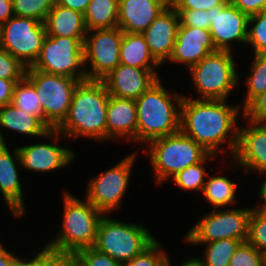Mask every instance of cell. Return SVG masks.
Here are the masks:
<instances>
[{
    "instance_id": "1",
    "label": "cell",
    "mask_w": 266,
    "mask_h": 266,
    "mask_svg": "<svg viewBox=\"0 0 266 266\" xmlns=\"http://www.w3.org/2000/svg\"><path fill=\"white\" fill-rule=\"evenodd\" d=\"M241 116H244L241 106L229 105L228 100L183 96L180 131L210 154L225 153L228 149L233 158L238 145L237 122Z\"/></svg>"
},
{
    "instance_id": "2",
    "label": "cell",
    "mask_w": 266,
    "mask_h": 266,
    "mask_svg": "<svg viewBox=\"0 0 266 266\" xmlns=\"http://www.w3.org/2000/svg\"><path fill=\"white\" fill-rule=\"evenodd\" d=\"M110 94L102 80L80 81L64 121L56 128L65 138L107 141L106 114Z\"/></svg>"
},
{
    "instance_id": "3",
    "label": "cell",
    "mask_w": 266,
    "mask_h": 266,
    "mask_svg": "<svg viewBox=\"0 0 266 266\" xmlns=\"http://www.w3.org/2000/svg\"><path fill=\"white\" fill-rule=\"evenodd\" d=\"M135 101L136 143L147 145L154 139L180 131L183 95L174 90L167 91L162 80L159 79Z\"/></svg>"
},
{
    "instance_id": "4",
    "label": "cell",
    "mask_w": 266,
    "mask_h": 266,
    "mask_svg": "<svg viewBox=\"0 0 266 266\" xmlns=\"http://www.w3.org/2000/svg\"><path fill=\"white\" fill-rule=\"evenodd\" d=\"M63 218L56 237L48 240L46 246L67 254H77L80 250L93 247L99 222L104 215L86 198L64 191Z\"/></svg>"
},
{
    "instance_id": "5",
    "label": "cell",
    "mask_w": 266,
    "mask_h": 266,
    "mask_svg": "<svg viewBox=\"0 0 266 266\" xmlns=\"http://www.w3.org/2000/svg\"><path fill=\"white\" fill-rule=\"evenodd\" d=\"M155 238L140 223L122 222L104 214L99 222L93 247L125 264L147 249Z\"/></svg>"
},
{
    "instance_id": "6",
    "label": "cell",
    "mask_w": 266,
    "mask_h": 266,
    "mask_svg": "<svg viewBox=\"0 0 266 266\" xmlns=\"http://www.w3.org/2000/svg\"><path fill=\"white\" fill-rule=\"evenodd\" d=\"M147 146L156 184H163L183 169L201 162L209 154L181 131L154 139Z\"/></svg>"
},
{
    "instance_id": "7",
    "label": "cell",
    "mask_w": 266,
    "mask_h": 266,
    "mask_svg": "<svg viewBox=\"0 0 266 266\" xmlns=\"http://www.w3.org/2000/svg\"><path fill=\"white\" fill-rule=\"evenodd\" d=\"M233 53L217 50L188 70L196 95L198 93L195 99L228 100L240 83Z\"/></svg>"
},
{
    "instance_id": "8",
    "label": "cell",
    "mask_w": 266,
    "mask_h": 266,
    "mask_svg": "<svg viewBox=\"0 0 266 266\" xmlns=\"http://www.w3.org/2000/svg\"><path fill=\"white\" fill-rule=\"evenodd\" d=\"M25 77L34 85L43 111V124L56 129L66 118L75 87L80 80L62 75L48 74L27 67Z\"/></svg>"
},
{
    "instance_id": "9",
    "label": "cell",
    "mask_w": 266,
    "mask_h": 266,
    "mask_svg": "<svg viewBox=\"0 0 266 266\" xmlns=\"http://www.w3.org/2000/svg\"><path fill=\"white\" fill-rule=\"evenodd\" d=\"M252 210V207L213 209L202 215L199 221L186 231L184 240L190 246L221 239L247 241Z\"/></svg>"
},
{
    "instance_id": "10",
    "label": "cell",
    "mask_w": 266,
    "mask_h": 266,
    "mask_svg": "<svg viewBox=\"0 0 266 266\" xmlns=\"http://www.w3.org/2000/svg\"><path fill=\"white\" fill-rule=\"evenodd\" d=\"M31 67L48 74L87 80L84 47L78 38L46 35L40 54Z\"/></svg>"
},
{
    "instance_id": "11",
    "label": "cell",
    "mask_w": 266,
    "mask_h": 266,
    "mask_svg": "<svg viewBox=\"0 0 266 266\" xmlns=\"http://www.w3.org/2000/svg\"><path fill=\"white\" fill-rule=\"evenodd\" d=\"M136 158V152H131L116 165L91 177L87 181V191L84 197L103 214H111L118 210L126 196Z\"/></svg>"
},
{
    "instance_id": "12",
    "label": "cell",
    "mask_w": 266,
    "mask_h": 266,
    "mask_svg": "<svg viewBox=\"0 0 266 266\" xmlns=\"http://www.w3.org/2000/svg\"><path fill=\"white\" fill-rule=\"evenodd\" d=\"M46 35L44 23L13 16L0 26V46L30 67L37 60Z\"/></svg>"
},
{
    "instance_id": "13",
    "label": "cell",
    "mask_w": 266,
    "mask_h": 266,
    "mask_svg": "<svg viewBox=\"0 0 266 266\" xmlns=\"http://www.w3.org/2000/svg\"><path fill=\"white\" fill-rule=\"evenodd\" d=\"M122 39L123 31L119 27L86 33L83 47L87 80H102L120 64Z\"/></svg>"
},
{
    "instance_id": "14",
    "label": "cell",
    "mask_w": 266,
    "mask_h": 266,
    "mask_svg": "<svg viewBox=\"0 0 266 266\" xmlns=\"http://www.w3.org/2000/svg\"><path fill=\"white\" fill-rule=\"evenodd\" d=\"M66 139L56 129H50L42 138L49 139L47 143H34L27 146H18L22 168L32 172H50L69 166L75 153L70 147L59 145V140Z\"/></svg>"
},
{
    "instance_id": "15",
    "label": "cell",
    "mask_w": 266,
    "mask_h": 266,
    "mask_svg": "<svg viewBox=\"0 0 266 266\" xmlns=\"http://www.w3.org/2000/svg\"><path fill=\"white\" fill-rule=\"evenodd\" d=\"M209 31L216 50L233 51L232 43L246 45L248 16L230 2L207 10Z\"/></svg>"
},
{
    "instance_id": "16",
    "label": "cell",
    "mask_w": 266,
    "mask_h": 266,
    "mask_svg": "<svg viewBox=\"0 0 266 266\" xmlns=\"http://www.w3.org/2000/svg\"><path fill=\"white\" fill-rule=\"evenodd\" d=\"M247 121V126H239L238 145L231 158L233 168L242 167L245 174L251 171L263 174L266 173V124Z\"/></svg>"
},
{
    "instance_id": "17",
    "label": "cell",
    "mask_w": 266,
    "mask_h": 266,
    "mask_svg": "<svg viewBox=\"0 0 266 266\" xmlns=\"http://www.w3.org/2000/svg\"><path fill=\"white\" fill-rule=\"evenodd\" d=\"M159 79L158 69L119 64L102 81L110 96L136 100Z\"/></svg>"
},
{
    "instance_id": "18",
    "label": "cell",
    "mask_w": 266,
    "mask_h": 266,
    "mask_svg": "<svg viewBox=\"0 0 266 266\" xmlns=\"http://www.w3.org/2000/svg\"><path fill=\"white\" fill-rule=\"evenodd\" d=\"M209 29L187 27L179 24L170 63L185 65L187 71L208 54L216 52Z\"/></svg>"
},
{
    "instance_id": "19",
    "label": "cell",
    "mask_w": 266,
    "mask_h": 266,
    "mask_svg": "<svg viewBox=\"0 0 266 266\" xmlns=\"http://www.w3.org/2000/svg\"><path fill=\"white\" fill-rule=\"evenodd\" d=\"M12 152V153H11ZM10 152L7 144L0 148V192L13 217L20 218L26 214L23 188L18 168H22L18 148Z\"/></svg>"
},
{
    "instance_id": "20",
    "label": "cell",
    "mask_w": 266,
    "mask_h": 266,
    "mask_svg": "<svg viewBox=\"0 0 266 266\" xmlns=\"http://www.w3.org/2000/svg\"><path fill=\"white\" fill-rule=\"evenodd\" d=\"M178 12L169 4L142 33L154 58L161 64L169 60L177 37Z\"/></svg>"
},
{
    "instance_id": "21",
    "label": "cell",
    "mask_w": 266,
    "mask_h": 266,
    "mask_svg": "<svg viewBox=\"0 0 266 266\" xmlns=\"http://www.w3.org/2000/svg\"><path fill=\"white\" fill-rule=\"evenodd\" d=\"M169 4L168 0H119L117 27L126 33H143Z\"/></svg>"
},
{
    "instance_id": "22",
    "label": "cell",
    "mask_w": 266,
    "mask_h": 266,
    "mask_svg": "<svg viewBox=\"0 0 266 266\" xmlns=\"http://www.w3.org/2000/svg\"><path fill=\"white\" fill-rule=\"evenodd\" d=\"M107 141L136 142L137 113L134 99L110 96L106 114ZM112 140V141H111Z\"/></svg>"
},
{
    "instance_id": "23",
    "label": "cell",
    "mask_w": 266,
    "mask_h": 266,
    "mask_svg": "<svg viewBox=\"0 0 266 266\" xmlns=\"http://www.w3.org/2000/svg\"><path fill=\"white\" fill-rule=\"evenodd\" d=\"M48 36L78 38L82 43L88 32L84 14L55 4L44 21Z\"/></svg>"
},
{
    "instance_id": "24",
    "label": "cell",
    "mask_w": 266,
    "mask_h": 266,
    "mask_svg": "<svg viewBox=\"0 0 266 266\" xmlns=\"http://www.w3.org/2000/svg\"><path fill=\"white\" fill-rule=\"evenodd\" d=\"M1 128L35 138H41L49 131L36 116L27 114L12 103L0 107V139L6 144Z\"/></svg>"
},
{
    "instance_id": "25",
    "label": "cell",
    "mask_w": 266,
    "mask_h": 266,
    "mask_svg": "<svg viewBox=\"0 0 266 266\" xmlns=\"http://www.w3.org/2000/svg\"><path fill=\"white\" fill-rule=\"evenodd\" d=\"M120 64L142 69H157L162 66L152 55L142 33L123 32L120 45Z\"/></svg>"
},
{
    "instance_id": "26",
    "label": "cell",
    "mask_w": 266,
    "mask_h": 266,
    "mask_svg": "<svg viewBox=\"0 0 266 266\" xmlns=\"http://www.w3.org/2000/svg\"><path fill=\"white\" fill-rule=\"evenodd\" d=\"M207 178L201 193L213 209L236 205V183L219 173L214 176L208 175Z\"/></svg>"
},
{
    "instance_id": "27",
    "label": "cell",
    "mask_w": 266,
    "mask_h": 266,
    "mask_svg": "<svg viewBox=\"0 0 266 266\" xmlns=\"http://www.w3.org/2000/svg\"><path fill=\"white\" fill-rule=\"evenodd\" d=\"M118 4L119 0H91L84 12L87 30L117 27Z\"/></svg>"
},
{
    "instance_id": "28",
    "label": "cell",
    "mask_w": 266,
    "mask_h": 266,
    "mask_svg": "<svg viewBox=\"0 0 266 266\" xmlns=\"http://www.w3.org/2000/svg\"><path fill=\"white\" fill-rule=\"evenodd\" d=\"M240 243V240L221 239L201 244L206 246L205 251L202 258L196 257V259L202 266H229L230 260Z\"/></svg>"
},
{
    "instance_id": "29",
    "label": "cell",
    "mask_w": 266,
    "mask_h": 266,
    "mask_svg": "<svg viewBox=\"0 0 266 266\" xmlns=\"http://www.w3.org/2000/svg\"><path fill=\"white\" fill-rule=\"evenodd\" d=\"M253 55L254 60L244 82L247 91L243 105H240L243 110L266 90V53Z\"/></svg>"
},
{
    "instance_id": "30",
    "label": "cell",
    "mask_w": 266,
    "mask_h": 266,
    "mask_svg": "<svg viewBox=\"0 0 266 266\" xmlns=\"http://www.w3.org/2000/svg\"><path fill=\"white\" fill-rule=\"evenodd\" d=\"M217 155L208 154L201 162L190 165L174 175L171 179L182 191L202 192L209 173L205 165Z\"/></svg>"
},
{
    "instance_id": "31",
    "label": "cell",
    "mask_w": 266,
    "mask_h": 266,
    "mask_svg": "<svg viewBox=\"0 0 266 266\" xmlns=\"http://www.w3.org/2000/svg\"><path fill=\"white\" fill-rule=\"evenodd\" d=\"M11 103L27 114L36 116L43 123L42 106L34 85L26 77L16 83Z\"/></svg>"
},
{
    "instance_id": "32",
    "label": "cell",
    "mask_w": 266,
    "mask_h": 266,
    "mask_svg": "<svg viewBox=\"0 0 266 266\" xmlns=\"http://www.w3.org/2000/svg\"><path fill=\"white\" fill-rule=\"evenodd\" d=\"M14 16L27 17L44 23L56 0H12Z\"/></svg>"
},
{
    "instance_id": "33",
    "label": "cell",
    "mask_w": 266,
    "mask_h": 266,
    "mask_svg": "<svg viewBox=\"0 0 266 266\" xmlns=\"http://www.w3.org/2000/svg\"><path fill=\"white\" fill-rule=\"evenodd\" d=\"M246 45L254 54L266 53V10L248 18Z\"/></svg>"
},
{
    "instance_id": "34",
    "label": "cell",
    "mask_w": 266,
    "mask_h": 266,
    "mask_svg": "<svg viewBox=\"0 0 266 266\" xmlns=\"http://www.w3.org/2000/svg\"><path fill=\"white\" fill-rule=\"evenodd\" d=\"M163 248L156 239L147 249L125 263L124 266H172L168 252Z\"/></svg>"
},
{
    "instance_id": "35",
    "label": "cell",
    "mask_w": 266,
    "mask_h": 266,
    "mask_svg": "<svg viewBox=\"0 0 266 266\" xmlns=\"http://www.w3.org/2000/svg\"><path fill=\"white\" fill-rule=\"evenodd\" d=\"M247 241L266 257V212L253 208L249 218Z\"/></svg>"
},
{
    "instance_id": "36",
    "label": "cell",
    "mask_w": 266,
    "mask_h": 266,
    "mask_svg": "<svg viewBox=\"0 0 266 266\" xmlns=\"http://www.w3.org/2000/svg\"><path fill=\"white\" fill-rule=\"evenodd\" d=\"M229 266H266V257L248 241L241 242Z\"/></svg>"
},
{
    "instance_id": "37",
    "label": "cell",
    "mask_w": 266,
    "mask_h": 266,
    "mask_svg": "<svg viewBox=\"0 0 266 266\" xmlns=\"http://www.w3.org/2000/svg\"><path fill=\"white\" fill-rule=\"evenodd\" d=\"M27 67L17 58L0 46V78L7 80H22Z\"/></svg>"
},
{
    "instance_id": "38",
    "label": "cell",
    "mask_w": 266,
    "mask_h": 266,
    "mask_svg": "<svg viewBox=\"0 0 266 266\" xmlns=\"http://www.w3.org/2000/svg\"><path fill=\"white\" fill-rule=\"evenodd\" d=\"M32 259H23V266H66V253L46 245Z\"/></svg>"
},
{
    "instance_id": "39",
    "label": "cell",
    "mask_w": 266,
    "mask_h": 266,
    "mask_svg": "<svg viewBox=\"0 0 266 266\" xmlns=\"http://www.w3.org/2000/svg\"><path fill=\"white\" fill-rule=\"evenodd\" d=\"M182 26L209 29V14L206 10L175 9Z\"/></svg>"
},
{
    "instance_id": "40",
    "label": "cell",
    "mask_w": 266,
    "mask_h": 266,
    "mask_svg": "<svg viewBox=\"0 0 266 266\" xmlns=\"http://www.w3.org/2000/svg\"><path fill=\"white\" fill-rule=\"evenodd\" d=\"M243 112L242 120L266 124V90L257 96Z\"/></svg>"
},
{
    "instance_id": "41",
    "label": "cell",
    "mask_w": 266,
    "mask_h": 266,
    "mask_svg": "<svg viewBox=\"0 0 266 266\" xmlns=\"http://www.w3.org/2000/svg\"><path fill=\"white\" fill-rule=\"evenodd\" d=\"M77 255L87 266H124V264L98 251L94 247L82 249Z\"/></svg>"
},
{
    "instance_id": "42",
    "label": "cell",
    "mask_w": 266,
    "mask_h": 266,
    "mask_svg": "<svg viewBox=\"0 0 266 266\" xmlns=\"http://www.w3.org/2000/svg\"><path fill=\"white\" fill-rule=\"evenodd\" d=\"M229 0H171L174 9L209 10L216 6H226Z\"/></svg>"
},
{
    "instance_id": "43",
    "label": "cell",
    "mask_w": 266,
    "mask_h": 266,
    "mask_svg": "<svg viewBox=\"0 0 266 266\" xmlns=\"http://www.w3.org/2000/svg\"><path fill=\"white\" fill-rule=\"evenodd\" d=\"M248 17L266 10V0H229Z\"/></svg>"
},
{
    "instance_id": "44",
    "label": "cell",
    "mask_w": 266,
    "mask_h": 266,
    "mask_svg": "<svg viewBox=\"0 0 266 266\" xmlns=\"http://www.w3.org/2000/svg\"><path fill=\"white\" fill-rule=\"evenodd\" d=\"M20 80H7L0 78V107L12 102L13 90Z\"/></svg>"
},
{
    "instance_id": "45",
    "label": "cell",
    "mask_w": 266,
    "mask_h": 266,
    "mask_svg": "<svg viewBox=\"0 0 266 266\" xmlns=\"http://www.w3.org/2000/svg\"><path fill=\"white\" fill-rule=\"evenodd\" d=\"M90 1L91 0H56V4L84 14Z\"/></svg>"
},
{
    "instance_id": "46",
    "label": "cell",
    "mask_w": 266,
    "mask_h": 266,
    "mask_svg": "<svg viewBox=\"0 0 266 266\" xmlns=\"http://www.w3.org/2000/svg\"><path fill=\"white\" fill-rule=\"evenodd\" d=\"M13 16L12 0H0V26Z\"/></svg>"
},
{
    "instance_id": "47",
    "label": "cell",
    "mask_w": 266,
    "mask_h": 266,
    "mask_svg": "<svg viewBox=\"0 0 266 266\" xmlns=\"http://www.w3.org/2000/svg\"><path fill=\"white\" fill-rule=\"evenodd\" d=\"M18 258L8 249H6L2 242H0V266H11V264Z\"/></svg>"
},
{
    "instance_id": "48",
    "label": "cell",
    "mask_w": 266,
    "mask_h": 266,
    "mask_svg": "<svg viewBox=\"0 0 266 266\" xmlns=\"http://www.w3.org/2000/svg\"><path fill=\"white\" fill-rule=\"evenodd\" d=\"M263 175L265 176V179L263 178V182L261 183V186L260 188L258 189V195L261 199V205H257L255 207H253L254 209L256 210H259V211H263V212H266V173H263Z\"/></svg>"
},
{
    "instance_id": "49",
    "label": "cell",
    "mask_w": 266,
    "mask_h": 266,
    "mask_svg": "<svg viewBox=\"0 0 266 266\" xmlns=\"http://www.w3.org/2000/svg\"><path fill=\"white\" fill-rule=\"evenodd\" d=\"M66 266H87L77 254L66 253Z\"/></svg>"
},
{
    "instance_id": "50",
    "label": "cell",
    "mask_w": 266,
    "mask_h": 266,
    "mask_svg": "<svg viewBox=\"0 0 266 266\" xmlns=\"http://www.w3.org/2000/svg\"><path fill=\"white\" fill-rule=\"evenodd\" d=\"M180 266H202V264L196 259V257H188L180 264Z\"/></svg>"
},
{
    "instance_id": "51",
    "label": "cell",
    "mask_w": 266,
    "mask_h": 266,
    "mask_svg": "<svg viewBox=\"0 0 266 266\" xmlns=\"http://www.w3.org/2000/svg\"><path fill=\"white\" fill-rule=\"evenodd\" d=\"M11 266H23V258L18 257L12 264Z\"/></svg>"
},
{
    "instance_id": "52",
    "label": "cell",
    "mask_w": 266,
    "mask_h": 266,
    "mask_svg": "<svg viewBox=\"0 0 266 266\" xmlns=\"http://www.w3.org/2000/svg\"><path fill=\"white\" fill-rule=\"evenodd\" d=\"M5 143L0 139V148L4 145Z\"/></svg>"
}]
</instances>
